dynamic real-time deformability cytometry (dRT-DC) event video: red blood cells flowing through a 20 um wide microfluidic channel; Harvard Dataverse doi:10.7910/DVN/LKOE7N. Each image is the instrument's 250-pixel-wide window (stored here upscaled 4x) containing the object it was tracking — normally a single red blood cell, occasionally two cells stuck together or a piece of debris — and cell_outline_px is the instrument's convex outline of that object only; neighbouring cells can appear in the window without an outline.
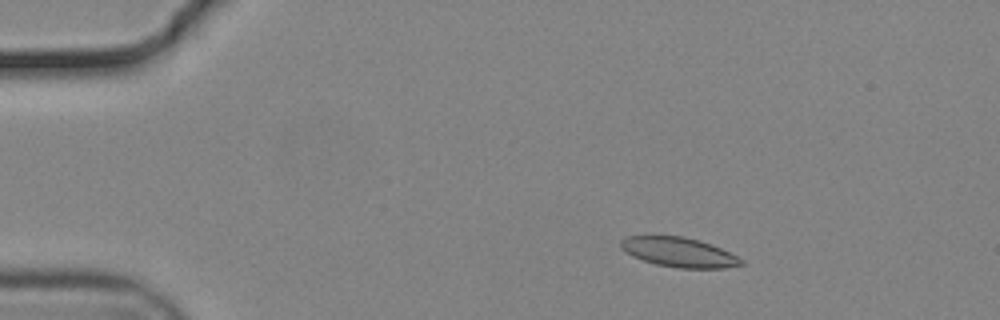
{"species": "common noctule bat (a hibernating species)", "species_latin": "Nyctalus noctula", "temperature_condition": "cold", "stored_images_in_passage": 55, "camera_frame_rate_fps": 3000, "um_per_image_px": 0.085, "animal": {"sex": "male", "body_mass_g": 19.2, "forearm_length_mm": 51.8}, "frame": {"image": 1, "passage_image": 9, "time_ms": 2.667, "image_size_px": [1000, 320], "cell_outline_px": [[744, 264], [724, 268], [676, 268], [656, 264], [632, 256], [620, 248], [620, 240], [624, 236], [680, 236], [700, 240], [712, 244], [744, 260]], "centroid_in_image_um": [57.69, 21.43], "position_along_channel_um": 27.3, "area_um2": 20.75}}
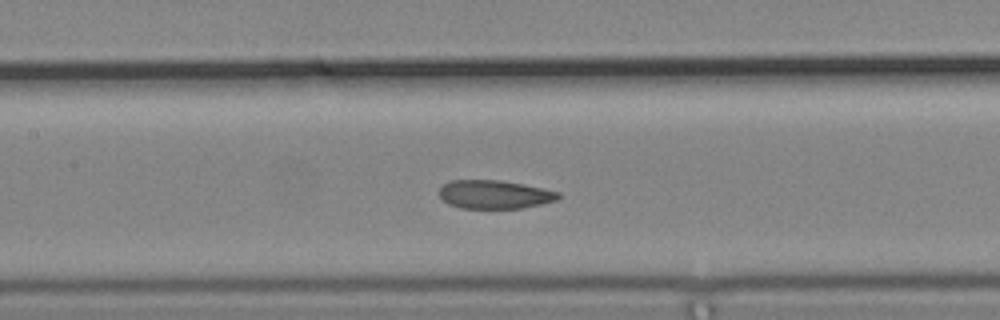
{"frame": {"image": 2, "passage_image": 26, "time_ms": 8.333, "image_size_px": [1000, 320], "cell_outline_px": [[560, 196], [556, 200], [540, 204], [520, 208], [460, 208], [448, 204], [440, 196], [440, 188], [444, 184], [452, 180], [500, 180], [524, 184], [544, 188], [560, 192]], "centroid_in_image_um": [42.04, 16.52], "position_along_channel_um": 165.4, "area_um2": 19.71}}
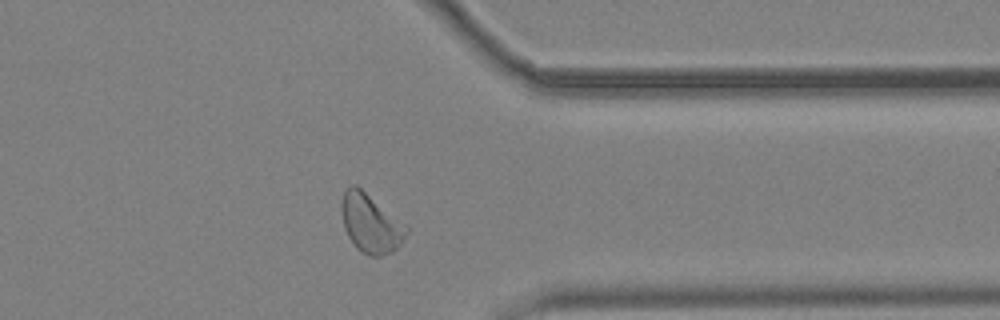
{"frame": {"image": 3, "passage_image": 44, "time_ms": 14.333, "image_size_px": [1000, 320], "cell_outline_px": [[408, 232], [400, 244], [392, 252], [380, 256], [368, 256], [360, 252], [352, 244], [344, 228], [340, 208], [340, 204], [344, 188], [352, 184], [356, 184], [408, 228]], "centroid_in_image_um": [31.44, 18.99], "position_along_channel_um": 380.0, "area_um2": 22.14}, "authors_computed_cell_mechanics": {"area_um2": 21.0392, "velocity_mm_per_s": 3.6881, "shape_relaxation_time_tau1_ms": 8.9547, "shape_relaxation_time_tau2_ms": 1.7696, "deformation_change_tau1": 0.1564, "deformation_change_tau2": 0.0747}}